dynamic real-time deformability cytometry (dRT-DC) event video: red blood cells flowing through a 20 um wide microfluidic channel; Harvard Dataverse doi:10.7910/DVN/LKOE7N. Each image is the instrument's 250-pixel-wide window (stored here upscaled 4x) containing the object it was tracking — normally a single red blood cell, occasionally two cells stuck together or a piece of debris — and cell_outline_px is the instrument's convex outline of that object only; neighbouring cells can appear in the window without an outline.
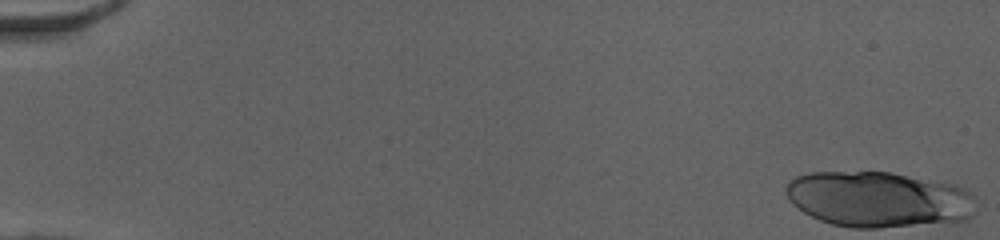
{"species": "human", "species_latin": "Homo sapiens", "temperature_condition": "cold", "stored_images_in_passage": 41, "segment_of_instrument_passage": [1, 2], "camera_frame_rate_fps": 3000, "um_per_image_px": 0.085, "donor": {"sex": "female"}, "frame": {"image": 1, "passage_image": 1, "time_ms": 0.0, "image_size_px": [1000, 240], "cell_outline_px": [[936, 216], [932, 220], [904, 224], [836, 224], [824, 220], [800, 208], [792, 200], [788, 192], [788, 188], [800, 176], [824, 172], [884, 172], [900, 176], [912, 180], [920, 184], [936, 212]], "centroid_in_image_um": [73.29, 16.85], "position_along_channel_um": 11.7, "area_um2": 45.6}}
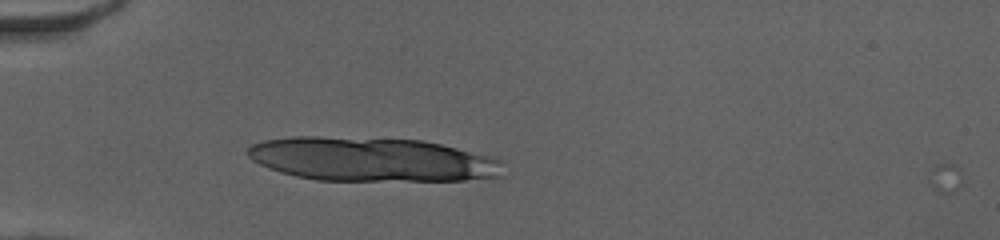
{"frame": {"image": 2, "passage_image": 16, "time_ms": 5.0, "image_size_px": [1000, 240], "cell_outline_px": [[480, 176], [460, 180], [324, 180], [300, 176], [284, 172], [272, 168], [256, 160], [248, 152], [256, 144], [272, 140], [416, 140], [436, 144], [452, 148], [464, 152], [472, 156]], "centroid_in_image_um": [31.12, 13.59], "position_along_channel_um": 53.9, "area_um2": 56.76}}